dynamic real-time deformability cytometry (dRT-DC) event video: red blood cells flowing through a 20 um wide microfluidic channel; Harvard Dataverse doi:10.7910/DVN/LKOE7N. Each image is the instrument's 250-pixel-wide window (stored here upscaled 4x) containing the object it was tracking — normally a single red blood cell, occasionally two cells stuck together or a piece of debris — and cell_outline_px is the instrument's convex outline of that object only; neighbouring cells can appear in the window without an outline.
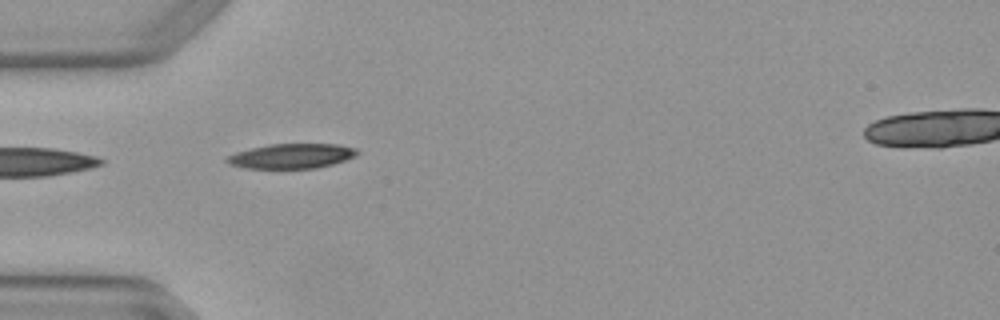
{"species": "Egyptian fruit bat (a non-hibernating species)", "species_latin": "Rousettus aegyptiacus", "temperature_condition": "warm", "stored_images_in_passage": 3, "camera_frame_rate_fps": 3000, "um_per_image_px": 0.085, "animal": {"sex": "female"}, "frame": {"image": 1, "passage_image": 1, "time_ms": 0.0, "image_size_px": [1000, 320], "cell_outline_px": [[360, 152], [356, 156], [332, 164], [316, 168], [244, 168], [228, 164], [224, 160], [228, 156], [236, 152], [268, 144], [336, 144], [356, 148]], "centroid_in_image_um": [24.78, 13.26], "position_along_channel_um": 60.2, "area_um2": 18.79}}
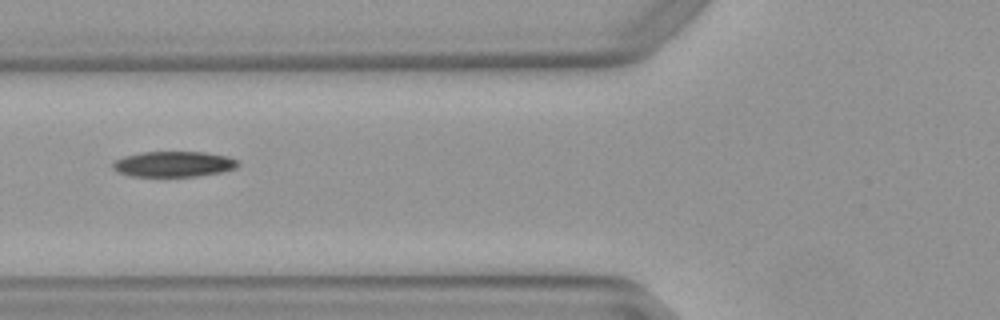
{"frame": {"image": 2, "passage_image": 2, "time_ms": 0.333, "image_size_px": [1000, 320], "cell_outline_px": [[240, 164], [236, 168], [220, 172], [196, 176], [132, 176], [116, 172], [112, 168], [112, 164], [116, 160], [124, 156], [144, 152], [204, 152], [228, 156], [236, 160]], "centroid_in_image_um": [14.75, 13.94], "position_along_channel_um": 111.1, "area_um2": 18.55}}